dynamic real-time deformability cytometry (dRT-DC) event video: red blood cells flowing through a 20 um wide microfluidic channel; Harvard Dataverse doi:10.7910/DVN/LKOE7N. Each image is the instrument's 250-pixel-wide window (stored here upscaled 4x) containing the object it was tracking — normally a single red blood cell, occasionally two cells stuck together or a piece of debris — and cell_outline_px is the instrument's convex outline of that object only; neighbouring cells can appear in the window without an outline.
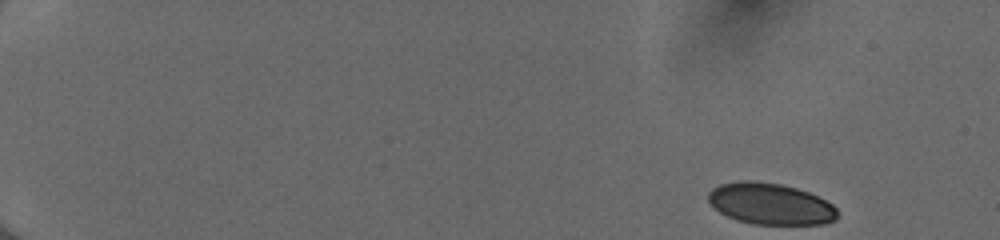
{"species": "human", "species_latin": "Homo sapiens", "temperature_condition": "cold", "stored_images_in_passage": 49, "camera_frame_rate_fps": 3000, "um_per_image_px": 0.085, "donor": {"sex": "female"}, "frame": {"image": 1, "passage_image": 1, "time_ms": 0.0, "image_size_px": [1000, 240], "cell_outline_px": [[836, 220], [824, 224], [752, 224], [736, 220], [720, 212], [708, 200], [708, 192], [712, 188], [720, 184], [740, 180], [756, 180], [780, 184], [796, 188], [808, 192], [832, 204], [836, 208]], "centroid_in_image_um": [65.46, 17.32], "position_along_channel_um": 19.5, "area_um2": 31.1}}
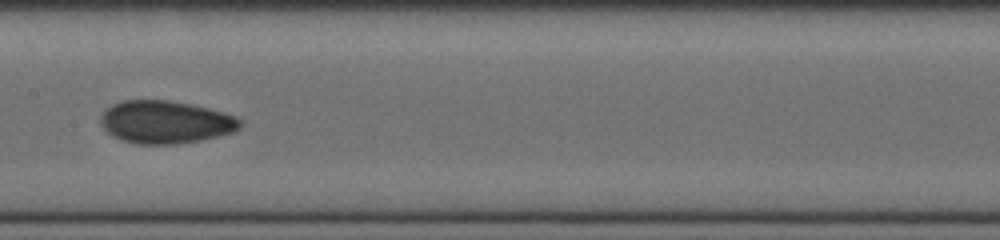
{"frame": {"image": 2, "passage_image": 26, "time_ms": 8.333, "image_size_px": [1000, 240], "cell_outline_px": [[240, 128], [232, 132], [200, 140], [176, 144], [136, 144], [120, 140], [112, 136], [100, 124], [100, 116], [112, 104], [124, 100], [168, 100], [208, 108], [236, 116], [240, 120]], "centroid_in_image_um": [14.03, 10.38], "position_along_channel_um": 193.4, "area_um2": 34.56}}
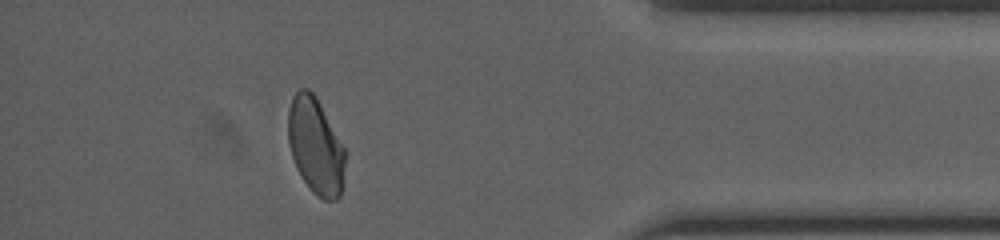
{"frame": {"image": 3, "passage_image": 44, "time_ms": 14.333, "image_size_px": [1000, 240], "cell_outline_px": [[344, 164], [340, 196], [336, 200], [324, 200], [316, 196], [312, 192], [296, 168], [288, 144], [288, 108], [292, 96], [300, 88], [308, 88], [316, 96], [344, 148]], "centroid_in_image_um": [26.79, 12.39], "position_along_channel_um": 408.4, "area_um2": 31.79}, "authors_computed_cell_mechanics": {"area_um2": 32.5992, "velocity_mm_per_s": 4.0297, "shape_relaxation_time_tau1_ms": 4.6719, "shape_relaxation_time_tau2_ms": 1.5358, "deformation_change_tau1": 0.1171, "deformation_change_tau2": 0.0497}}